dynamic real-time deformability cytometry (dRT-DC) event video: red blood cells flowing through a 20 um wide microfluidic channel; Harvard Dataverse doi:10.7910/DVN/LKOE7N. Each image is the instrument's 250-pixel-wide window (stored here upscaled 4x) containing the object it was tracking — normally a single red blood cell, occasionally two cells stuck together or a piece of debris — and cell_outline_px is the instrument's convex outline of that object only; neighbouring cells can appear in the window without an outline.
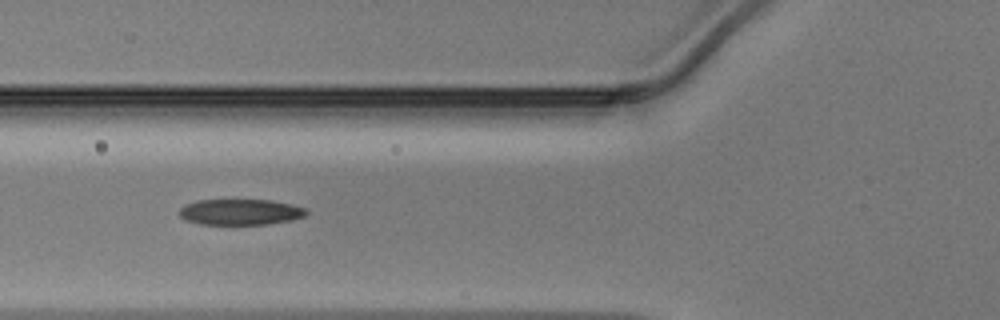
{"species": "Egyptian fruit bat (a non-hibernating species)", "species_latin": "Rousettus aegyptiacus", "temperature_condition": "warm", "stored_images_in_passage": 18, "camera_frame_rate_fps": 3000, "um_per_image_px": 0.085, "animal": {"sex": "male"}, "frame": {"image": 1, "passage_image": 3, "time_ms": 0.667, "image_size_px": [1000, 320], "cell_outline_px": [[308, 212], [304, 216], [288, 220], [268, 224], [200, 224], [184, 220], [176, 212], [184, 204], [196, 200], [272, 200], [292, 204], [304, 208]], "centroid_in_image_um": [20.35, 18.01], "position_along_channel_um": 105.4, "area_um2": 19.19}}